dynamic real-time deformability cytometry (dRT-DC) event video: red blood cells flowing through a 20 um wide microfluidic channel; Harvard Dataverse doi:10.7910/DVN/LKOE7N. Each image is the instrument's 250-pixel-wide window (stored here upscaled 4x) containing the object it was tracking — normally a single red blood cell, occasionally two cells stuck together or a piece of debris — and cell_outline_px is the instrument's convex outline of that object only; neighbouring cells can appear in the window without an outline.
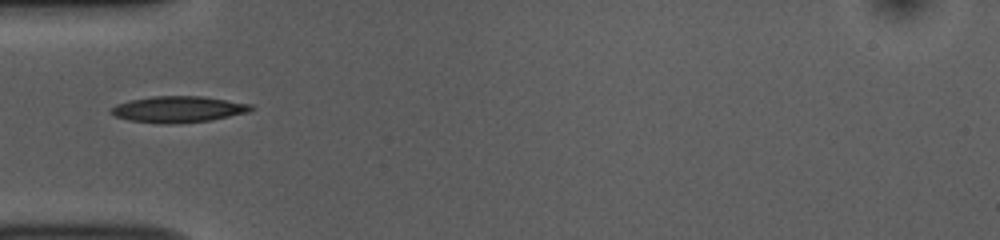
{"species": "common noctule bat (a hibernating species)", "species_latin": "Nyctalus noctula", "temperature_condition": "room temperature", "stored_images_in_passage": 37, "camera_frame_rate_fps": 3000, "um_per_image_px": 0.085, "animal": {"sex": "female", "body_mass_g": 10.0, "forearm_length_mm": 53.1}, "frame": {"image": 1, "passage_image": 1, "time_ms": 0.0, "image_size_px": [1000, 240], "cell_outline_px": [[256, 108], [248, 112], [212, 120], [168, 124], [160, 124], [128, 120], [116, 116], [108, 112], [116, 104], [132, 100], [152, 96], [204, 96], [252, 104]], "centroid_in_image_um": [15.18, 9.29], "position_along_channel_um": 69.8, "area_um2": 21.5}}
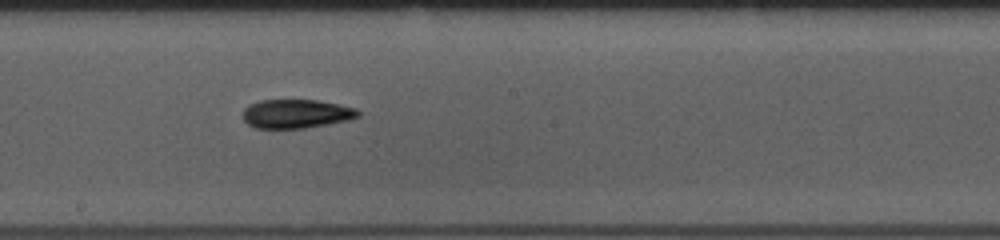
{"frame": {"image": 2, "passage_image": 13, "time_ms": 4.0, "image_size_px": [1000, 240], "cell_outline_px": [[360, 116], [348, 120], [304, 128], [256, 128], [248, 124], [244, 120], [244, 108], [248, 104], [260, 100], [316, 100], [356, 108], [360, 112]], "centroid_in_image_um": [25.16, 9.66], "position_along_channel_um": 223.0, "area_um2": 19.25}}
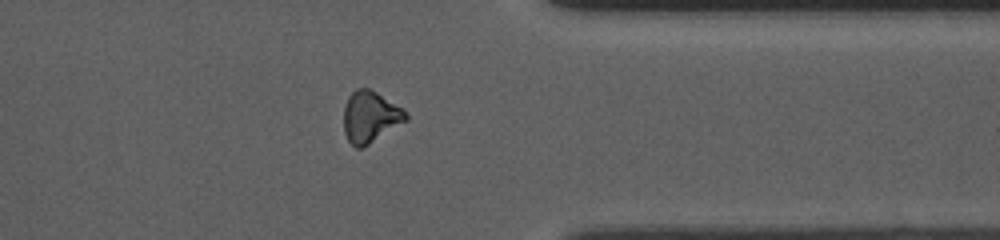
{"frame": {"image": 3, "passage_image": 26, "time_ms": 8.333, "image_size_px": [1000, 240], "cell_outline_px": [[408, 120], [368, 144], [360, 148], [356, 148], [348, 140], [344, 132], [344, 108], [348, 96], [356, 88], [368, 88], [376, 92], [404, 108], [408, 116]], "centroid_in_image_um": [31.48, 9.91], "position_along_channel_um": 379.9, "area_um2": 18.55}, "authors_computed_cell_mechanics": {"area_um2": 18.9584, "velocity_mm_per_s": 3.8147, "shape_relaxation_time_tau1_ms": null, "shape_relaxation_time_tau2_ms": 8.8046, "deformation_change_tau1": null, "deformation_change_tau2": 0.1637}}